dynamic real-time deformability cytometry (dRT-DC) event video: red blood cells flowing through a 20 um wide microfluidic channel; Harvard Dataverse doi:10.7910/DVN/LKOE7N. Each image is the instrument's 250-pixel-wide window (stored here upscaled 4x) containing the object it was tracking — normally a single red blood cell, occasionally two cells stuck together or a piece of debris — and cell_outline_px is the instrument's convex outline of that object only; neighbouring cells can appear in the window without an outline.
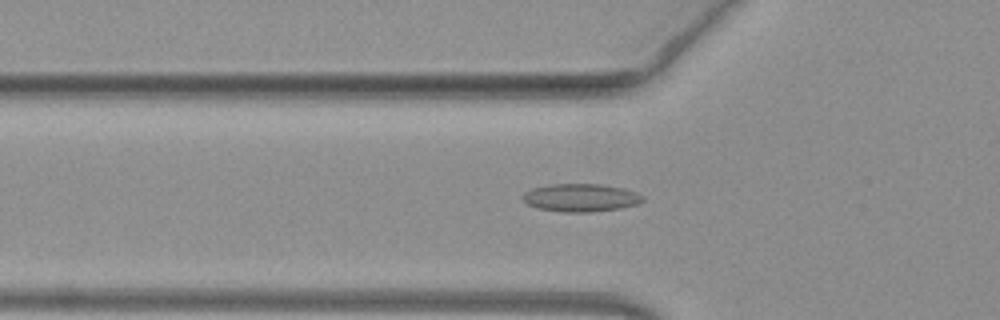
{"species": "common noctule bat (a hibernating species)", "species_latin": "Nyctalus noctula", "temperature_condition": "warm", "stored_images_in_passage": 51, "camera_frame_rate_fps": 3000, "um_per_image_px": 0.085, "animal": {"sex": "female", "body_mass_g": 19.3, "forearm_length_mm": 54.1}, "frame": {"image": 1, "passage_image": 17, "time_ms": 5.333, "image_size_px": [1000, 320], "cell_outline_px": [[644, 200], [640, 204], [620, 208], [592, 212], [564, 212], [540, 208], [528, 204], [520, 196], [524, 192], [532, 188], [548, 184], [600, 184], [624, 188], [636, 192], [644, 196]], "centroid_in_image_um": [49.39, 16.8], "position_along_channel_um": 76.4, "area_um2": 19.65}}
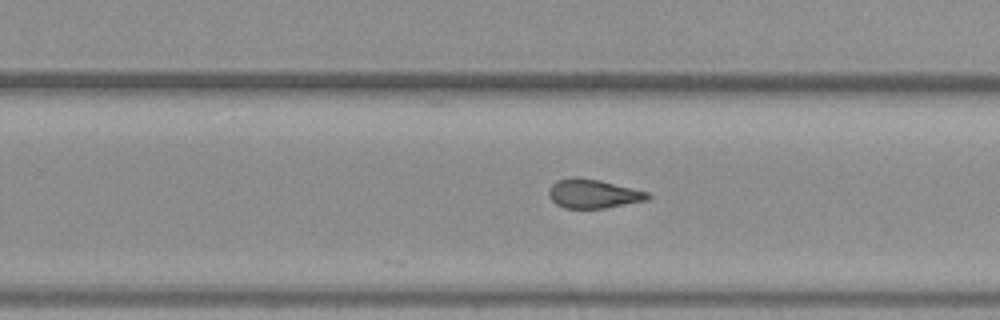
{"frame": {"image": 2, "passage_image": 32, "time_ms": 10.333, "image_size_px": [1000, 320], "cell_outline_px": [[652, 196], [648, 200], [604, 208], [564, 208], [556, 204], [548, 196], [548, 188], [556, 180], [572, 176], [576, 176], [600, 180], [652, 192]], "centroid_in_image_um": [50.44, 16.45], "position_along_channel_um": 279.4, "area_um2": 17.11}}
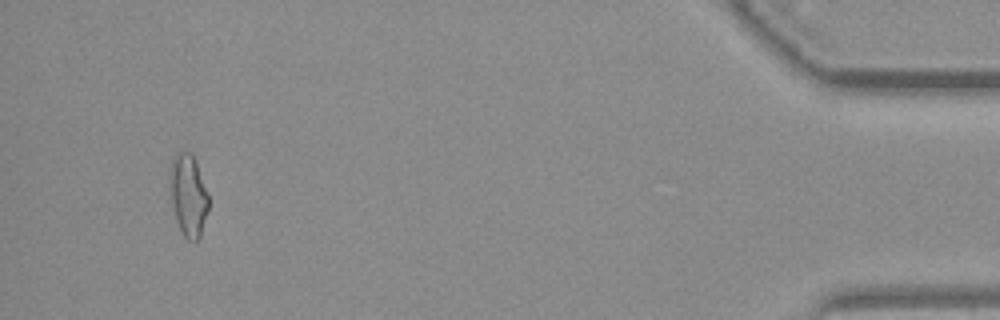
{"frame": {"image": 3, "passage_image": 48, "time_ms": 15.667, "image_size_px": [1000, 320], "cell_outline_px": [[208, 212], [200, 236], [196, 240], [188, 240], [180, 232], [172, 208], [168, 180], [168, 172], [172, 160], [180, 152], [192, 152], [196, 160], [208, 196]], "centroid_in_image_um": [15.98, 16.59], "position_along_channel_um": 419.2, "area_um2": 18.73}, "authors_computed_cell_mechanics": {"area_um2": 17.2244, "velocity_mm_per_s": 4.0538, "shape_relaxation_time_tau1_ms": null, "shape_relaxation_time_tau2_ms": 2.7322, "deformation_change_tau1": null, "deformation_change_tau2": 0.1127}}